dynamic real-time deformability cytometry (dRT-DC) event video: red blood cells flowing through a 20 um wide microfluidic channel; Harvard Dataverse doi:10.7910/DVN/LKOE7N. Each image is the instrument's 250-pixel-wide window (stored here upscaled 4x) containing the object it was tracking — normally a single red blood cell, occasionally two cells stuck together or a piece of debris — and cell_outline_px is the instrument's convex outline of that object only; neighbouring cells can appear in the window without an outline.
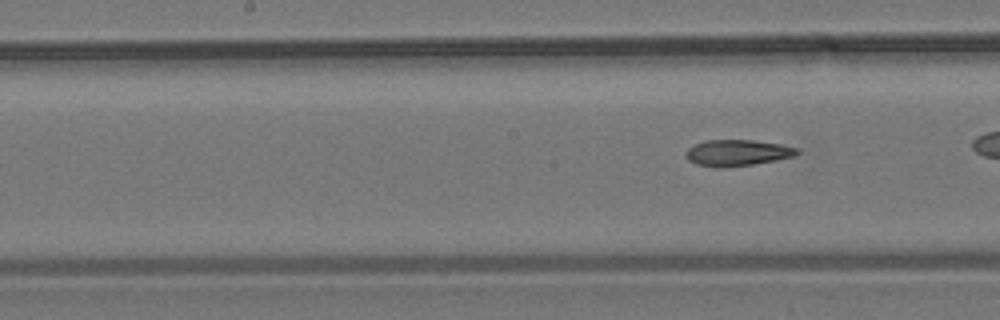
{"species": "common noctule bat (a hibernating species)", "species_latin": "Nyctalus noctula", "temperature_condition": "room temperature", "stored_images_in_passage": 9, "segment_of_instrument_passage": [2, 2], "camera_frame_rate_fps": 3000, "um_per_image_px": 0.085, "animal": {"sex": "male", "body_mass_g": 19.2, "forearm_length_mm": 51.8}, "frame": {"image": 1, "passage_image": 9, "time_ms": 11.0, "image_size_px": [1000, 320], "cell_outline_px": [[800, 152], [792, 156], [776, 160], [752, 164], [724, 168], [720, 168], [696, 164], [688, 160], [688, 148], [704, 140], [752, 140], [780, 144], [800, 148]], "centroid_in_image_um": [62.7, 12.99], "position_along_channel_um": 185.5, "area_um2": 16.82}}